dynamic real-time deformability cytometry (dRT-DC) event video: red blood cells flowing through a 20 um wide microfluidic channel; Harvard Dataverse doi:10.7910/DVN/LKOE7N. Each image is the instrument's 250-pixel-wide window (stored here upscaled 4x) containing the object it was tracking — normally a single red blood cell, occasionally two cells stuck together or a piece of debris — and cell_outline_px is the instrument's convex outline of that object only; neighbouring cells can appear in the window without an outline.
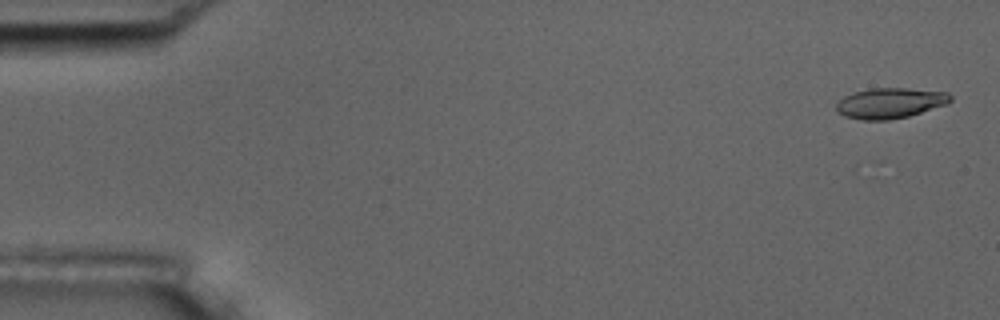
{"species": "common noctule bat (a hibernating species)", "species_latin": "Nyctalus noctula", "temperature_condition": "room temperature", "stored_images_in_passage": 5, "camera_frame_rate_fps": 3000, "um_per_image_px": 0.085, "animal": {"sex": "male", "body_mass_g": 17.5, "forearm_length_mm": 52.3}, "frame": {"image": 1, "passage_image": 1, "time_ms": 0.0, "image_size_px": [1000, 320], "cell_outline_px": [[952, 100], [948, 104], [908, 116], [888, 120], [860, 120], [844, 116], [836, 108], [836, 104], [844, 96], [856, 92], [872, 88], [908, 88], [948, 92], [952, 96]], "centroid_in_image_um": [75.7, 8.76], "position_along_channel_um": 9.3, "area_um2": 20.23}}
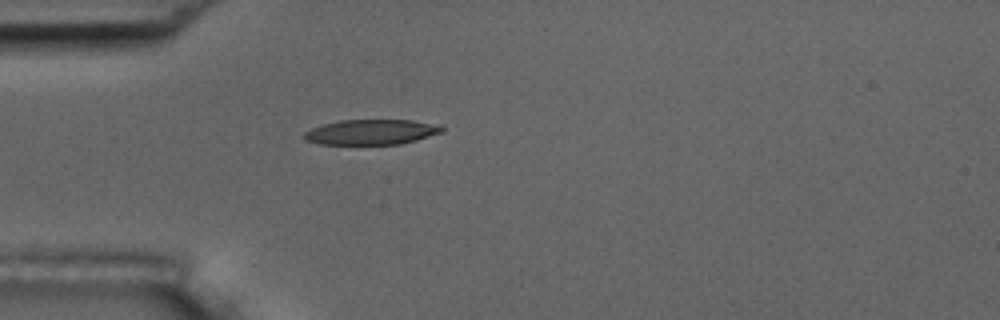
{"frame": {"image": 2, "passage_image": 5, "time_ms": 4.667, "image_size_px": [1000, 320], "cell_outline_px": [[444, 132], [416, 140], [400, 144], [320, 144], [304, 140], [300, 136], [304, 132], [312, 128], [324, 124], [340, 120], [412, 120], [444, 128]], "centroid_in_image_um": [31.48, 11.23], "position_along_channel_um": 53.5, "area_um2": 20.06}}